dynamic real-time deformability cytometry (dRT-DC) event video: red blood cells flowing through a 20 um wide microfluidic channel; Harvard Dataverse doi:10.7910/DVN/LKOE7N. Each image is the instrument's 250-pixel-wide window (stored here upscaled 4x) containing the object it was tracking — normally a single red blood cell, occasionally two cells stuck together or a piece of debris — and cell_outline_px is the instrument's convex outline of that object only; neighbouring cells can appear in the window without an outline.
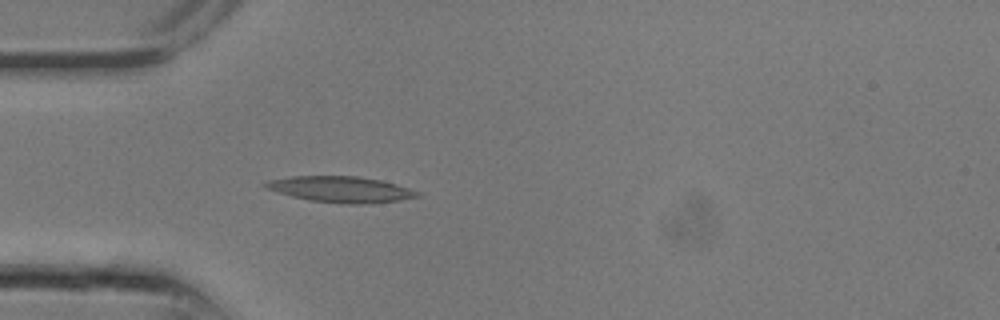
{"species": "common noctule bat (a hibernating species)", "species_latin": "Nyctalus noctula", "temperature_condition": "room temperature", "stored_images_in_passage": 13, "camera_frame_rate_fps": 3000, "um_per_image_px": 0.085, "animal": {"sex": "male", "body_mass_g": 13.3}, "frame": {"image": 1, "passage_image": 8, "time_ms": 2.333, "image_size_px": [1000, 320], "cell_outline_px": [[420, 196], [400, 200], [368, 204], [344, 204], [312, 200], [292, 196], [264, 188], [260, 184], [268, 180], [292, 176], [356, 176], [380, 180], [396, 184], [420, 192]], "centroid_in_image_um": [28.94, 16.09], "position_along_channel_um": 56.1, "area_um2": 22.95}}
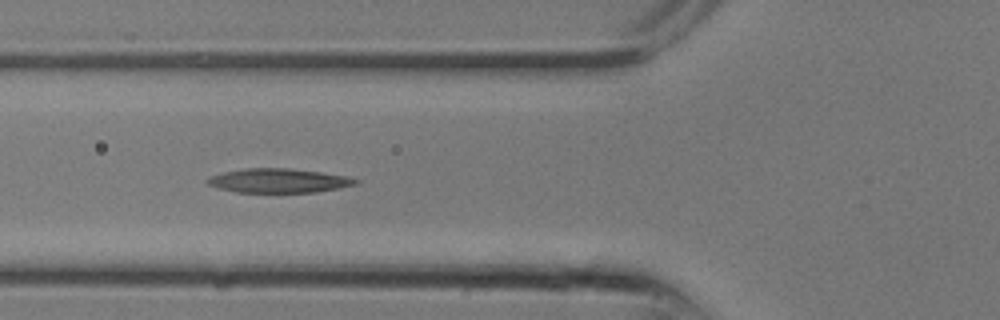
{"frame": {"image": 2, "passage_image": 10, "time_ms": 3.0, "image_size_px": [1000, 320], "cell_outline_px": [[360, 180], [356, 184], [340, 188], [316, 192], [236, 192], [220, 188], [208, 184], [204, 180], [208, 176], [224, 172], [244, 168], [288, 168], [320, 172], [348, 176]], "centroid_in_image_um": [23.68, 15.35], "position_along_channel_um": 102.1, "area_um2": 20.87}}
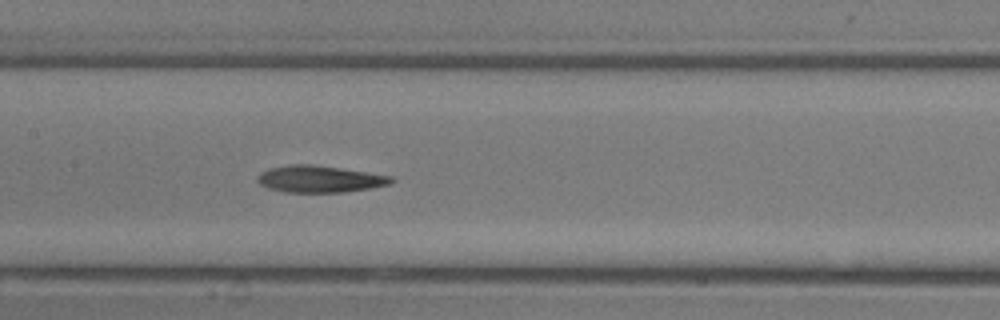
{"frame": {"image": 3, "passage_image": 13, "time_ms": 4.0, "image_size_px": [1000, 320], "cell_outline_px": [[396, 180], [388, 184], [368, 188], [344, 192], [284, 192], [268, 188], [260, 184], [256, 180], [256, 176], [260, 172], [268, 168], [292, 164], [312, 164], [340, 168], [392, 176]], "centroid_in_image_um": [27.11, 15.21], "position_along_channel_um": 180.3, "area_um2": 20.87}}